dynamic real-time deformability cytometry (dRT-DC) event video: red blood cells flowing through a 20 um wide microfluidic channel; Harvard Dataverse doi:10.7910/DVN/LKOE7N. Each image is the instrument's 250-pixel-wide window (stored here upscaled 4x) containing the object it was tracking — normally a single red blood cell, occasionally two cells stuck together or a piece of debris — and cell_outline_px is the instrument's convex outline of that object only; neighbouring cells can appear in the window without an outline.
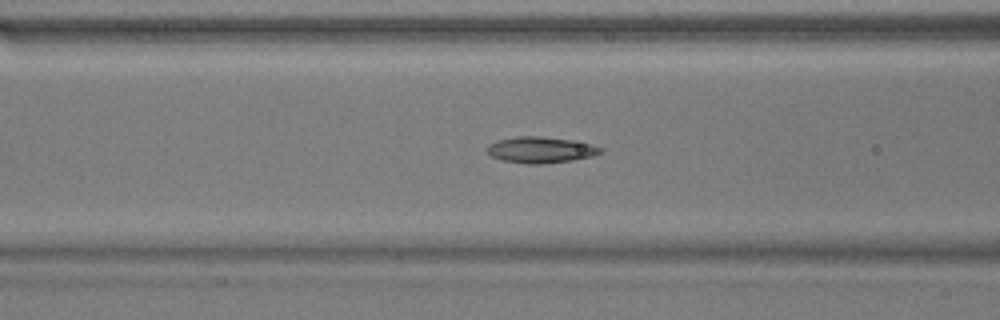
{"species": "common noctule bat (a hibernating species)", "species_latin": "Nyctalus noctula", "temperature_condition": "warm", "stored_images_in_passage": 51, "camera_frame_rate_fps": 3000, "um_per_image_px": 0.085, "animal": {"sex": "male", "body_mass_g": 17.9}, "frame": {"image": 1, "passage_image": 19, "time_ms": 6.0, "image_size_px": [1000, 320], "cell_outline_px": [[604, 152], [592, 156], [572, 160], [544, 164], [528, 164], [504, 160], [492, 156], [488, 152], [488, 144], [496, 140], [516, 136], [540, 136], [572, 140], [604, 148]], "centroid_in_image_um": [45.97, 12.73], "position_along_channel_um": 120.6, "area_um2": 17.22}}
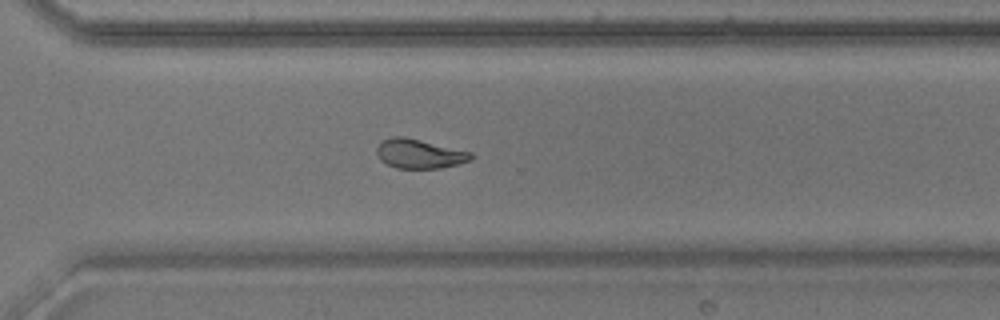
{"frame": {"image": 2, "passage_image": 36, "time_ms": 11.667, "image_size_px": [1000, 320], "cell_outline_px": [[476, 156], [472, 160], [460, 164], [440, 168], [396, 168], [380, 160], [376, 152], [376, 148], [384, 140], [392, 136], [404, 136], [472, 152]], "centroid_in_image_um": [35.7, 13.07], "position_along_channel_um": 334.9, "area_um2": 16.18}}
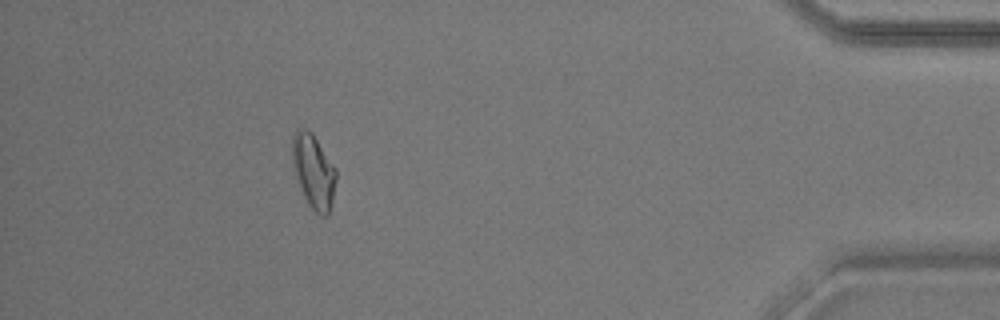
{"frame": {"image": 3, "passage_image": 46, "time_ms": 15.0, "image_size_px": [1000, 320], "cell_outline_px": [[336, 180], [332, 204], [328, 216], [320, 216], [308, 204], [300, 188], [292, 164], [292, 136], [296, 128], [304, 128], [312, 132], [336, 168]], "centroid_in_image_um": [26.65, 14.55], "position_along_channel_um": 408.5, "area_um2": 19.07}, "authors_computed_cell_mechanics": {"area_um2": 17.1666, "velocity_mm_per_s": 3.7822, "shape_relaxation_time_tau1_ms": 5.6925, "shape_relaxation_time_tau2_ms": 0.9935, "deformation_change_tau1": 0.1614, "deformation_change_tau2": 0.0671}}